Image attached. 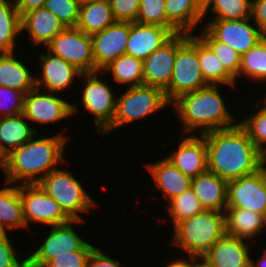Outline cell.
<instances>
[{"label": "cell", "mask_w": 266, "mask_h": 267, "mask_svg": "<svg viewBox=\"0 0 266 267\" xmlns=\"http://www.w3.org/2000/svg\"><path fill=\"white\" fill-rule=\"evenodd\" d=\"M202 136L207 144L208 171L227 182L253 174L263 167L262 153L239 123Z\"/></svg>", "instance_id": "6da1fadb"}, {"label": "cell", "mask_w": 266, "mask_h": 267, "mask_svg": "<svg viewBox=\"0 0 266 267\" xmlns=\"http://www.w3.org/2000/svg\"><path fill=\"white\" fill-rule=\"evenodd\" d=\"M38 134L1 160L0 170L5 174L4 182L36 184L66 162L64 148L70 137L61 132L43 138H38Z\"/></svg>", "instance_id": "7a4b0ae2"}, {"label": "cell", "mask_w": 266, "mask_h": 267, "mask_svg": "<svg viewBox=\"0 0 266 267\" xmlns=\"http://www.w3.org/2000/svg\"><path fill=\"white\" fill-rule=\"evenodd\" d=\"M219 88L218 85L210 84L183 94L171 103L181 120L180 128L182 127L181 131L183 130L181 135L199 134L200 136L211 131L230 128L239 123L226 107V101Z\"/></svg>", "instance_id": "3957f363"}, {"label": "cell", "mask_w": 266, "mask_h": 267, "mask_svg": "<svg viewBox=\"0 0 266 267\" xmlns=\"http://www.w3.org/2000/svg\"><path fill=\"white\" fill-rule=\"evenodd\" d=\"M173 229L172 244L183 249L186 256L202 257L226 233L225 214L205 209Z\"/></svg>", "instance_id": "277c9868"}, {"label": "cell", "mask_w": 266, "mask_h": 267, "mask_svg": "<svg viewBox=\"0 0 266 267\" xmlns=\"http://www.w3.org/2000/svg\"><path fill=\"white\" fill-rule=\"evenodd\" d=\"M176 33V56L169 85L164 89L171 104L179 96L210 85L203 76L197 54V35Z\"/></svg>", "instance_id": "5b68a950"}, {"label": "cell", "mask_w": 266, "mask_h": 267, "mask_svg": "<svg viewBox=\"0 0 266 267\" xmlns=\"http://www.w3.org/2000/svg\"><path fill=\"white\" fill-rule=\"evenodd\" d=\"M123 94L117 95L116 112L112 123L101 133L105 136L111 131L128 126L137 120L166 109L171 104L167 101L164 90L149 85L129 86ZM166 107V108H165Z\"/></svg>", "instance_id": "8992f818"}, {"label": "cell", "mask_w": 266, "mask_h": 267, "mask_svg": "<svg viewBox=\"0 0 266 267\" xmlns=\"http://www.w3.org/2000/svg\"><path fill=\"white\" fill-rule=\"evenodd\" d=\"M38 184L60 205L71 220H84L81 217L83 212L88 214L98 207L71 170H52Z\"/></svg>", "instance_id": "52a82bcc"}, {"label": "cell", "mask_w": 266, "mask_h": 267, "mask_svg": "<svg viewBox=\"0 0 266 267\" xmlns=\"http://www.w3.org/2000/svg\"><path fill=\"white\" fill-rule=\"evenodd\" d=\"M102 71L81 73L85 86L82 89L81 104L93 117L96 131L102 133L113 121L116 112V96L107 81L101 79Z\"/></svg>", "instance_id": "ba28073f"}, {"label": "cell", "mask_w": 266, "mask_h": 267, "mask_svg": "<svg viewBox=\"0 0 266 267\" xmlns=\"http://www.w3.org/2000/svg\"><path fill=\"white\" fill-rule=\"evenodd\" d=\"M45 48L81 73L96 72L91 35L76 27H66Z\"/></svg>", "instance_id": "9c48e42d"}, {"label": "cell", "mask_w": 266, "mask_h": 267, "mask_svg": "<svg viewBox=\"0 0 266 267\" xmlns=\"http://www.w3.org/2000/svg\"><path fill=\"white\" fill-rule=\"evenodd\" d=\"M84 220H70L67 223L50 226L49 233L42 241L41 245L26 256L27 267H43L56 255L69 254L81 249L87 242L75 232L73 225H79Z\"/></svg>", "instance_id": "30bf717a"}, {"label": "cell", "mask_w": 266, "mask_h": 267, "mask_svg": "<svg viewBox=\"0 0 266 267\" xmlns=\"http://www.w3.org/2000/svg\"><path fill=\"white\" fill-rule=\"evenodd\" d=\"M19 191L26 227L29 228L32 222L50 227L71 220L38 183L19 184Z\"/></svg>", "instance_id": "8fae6325"}, {"label": "cell", "mask_w": 266, "mask_h": 267, "mask_svg": "<svg viewBox=\"0 0 266 267\" xmlns=\"http://www.w3.org/2000/svg\"><path fill=\"white\" fill-rule=\"evenodd\" d=\"M58 95L59 93L55 94L37 87L29 91L24 97L23 114L25 118L30 123L46 125L70 118L79 112L80 106L78 108L73 102L66 101Z\"/></svg>", "instance_id": "7c38bea8"}, {"label": "cell", "mask_w": 266, "mask_h": 267, "mask_svg": "<svg viewBox=\"0 0 266 267\" xmlns=\"http://www.w3.org/2000/svg\"><path fill=\"white\" fill-rule=\"evenodd\" d=\"M251 21L210 19L207 24L201 26L217 41L232 47L242 56L266 37V34Z\"/></svg>", "instance_id": "4fadbf2b"}, {"label": "cell", "mask_w": 266, "mask_h": 267, "mask_svg": "<svg viewBox=\"0 0 266 267\" xmlns=\"http://www.w3.org/2000/svg\"><path fill=\"white\" fill-rule=\"evenodd\" d=\"M227 207L247 209L266 217V171L228 181Z\"/></svg>", "instance_id": "5bb4252c"}, {"label": "cell", "mask_w": 266, "mask_h": 267, "mask_svg": "<svg viewBox=\"0 0 266 267\" xmlns=\"http://www.w3.org/2000/svg\"><path fill=\"white\" fill-rule=\"evenodd\" d=\"M130 22L115 21L101 32L91 35L96 72L125 54Z\"/></svg>", "instance_id": "9a60e30c"}, {"label": "cell", "mask_w": 266, "mask_h": 267, "mask_svg": "<svg viewBox=\"0 0 266 267\" xmlns=\"http://www.w3.org/2000/svg\"><path fill=\"white\" fill-rule=\"evenodd\" d=\"M40 68L42 73L35 75L36 87L53 93H60L68 88L72 89V83L81 72L64 59L53 55L48 50L40 53Z\"/></svg>", "instance_id": "2e32d148"}, {"label": "cell", "mask_w": 266, "mask_h": 267, "mask_svg": "<svg viewBox=\"0 0 266 267\" xmlns=\"http://www.w3.org/2000/svg\"><path fill=\"white\" fill-rule=\"evenodd\" d=\"M177 147L165 158L186 176L192 179L208 171L207 144L202 135H186Z\"/></svg>", "instance_id": "e0dca14e"}, {"label": "cell", "mask_w": 266, "mask_h": 267, "mask_svg": "<svg viewBox=\"0 0 266 267\" xmlns=\"http://www.w3.org/2000/svg\"><path fill=\"white\" fill-rule=\"evenodd\" d=\"M253 245L225 233L202 258L213 267H250V248Z\"/></svg>", "instance_id": "ac0fdd59"}, {"label": "cell", "mask_w": 266, "mask_h": 267, "mask_svg": "<svg viewBox=\"0 0 266 267\" xmlns=\"http://www.w3.org/2000/svg\"><path fill=\"white\" fill-rule=\"evenodd\" d=\"M173 35L167 27L132 22L125 54L144 61Z\"/></svg>", "instance_id": "d6986e66"}, {"label": "cell", "mask_w": 266, "mask_h": 267, "mask_svg": "<svg viewBox=\"0 0 266 267\" xmlns=\"http://www.w3.org/2000/svg\"><path fill=\"white\" fill-rule=\"evenodd\" d=\"M176 56V34L143 61V84L165 89L172 76Z\"/></svg>", "instance_id": "ffe728a7"}, {"label": "cell", "mask_w": 266, "mask_h": 267, "mask_svg": "<svg viewBox=\"0 0 266 267\" xmlns=\"http://www.w3.org/2000/svg\"><path fill=\"white\" fill-rule=\"evenodd\" d=\"M66 26L50 10L42 7L21 17V32L27 31L33 44L45 48Z\"/></svg>", "instance_id": "44dd1931"}, {"label": "cell", "mask_w": 266, "mask_h": 267, "mask_svg": "<svg viewBox=\"0 0 266 267\" xmlns=\"http://www.w3.org/2000/svg\"><path fill=\"white\" fill-rule=\"evenodd\" d=\"M144 167L151 174L156 188L161 190L163 198L167 199V202L189 190L192 186V179L166 158L145 164Z\"/></svg>", "instance_id": "7402d4cb"}, {"label": "cell", "mask_w": 266, "mask_h": 267, "mask_svg": "<svg viewBox=\"0 0 266 267\" xmlns=\"http://www.w3.org/2000/svg\"><path fill=\"white\" fill-rule=\"evenodd\" d=\"M165 10L167 28L173 34H192L204 21L203 3L200 0H165Z\"/></svg>", "instance_id": "603a6c76"}, {"label": "cell", "mask_w": 266, "mask_h": 267, "mask_svg": "<svg viewBox=\"0 0 266 267\" xmlns=\"http://www.w3.org/2000/svg\"><path fill=\"white\" fill-rule=\"evenodd\" d=\"M191 188L204 209L225 212L228 192L226 180L215 173L206 171L192 178Z\"/></svg>", "instance_id": "cb8c5ba5"}, {"label": "cell", "mask_w": 266, "mask_h": 267, "mask_svg": "<svg viewBox=\"0 0 266 267\" xmlns=\"http://www.w3.org/2000/svg\"><path fill=\"white\" fill-rule=\"evenodd\" d=\"M225 232L245 241L252 239L266 230V217L260 213L240 208L225 209ZM263 229V230H262Z\"/></svg>", "instance_id": "d4e9b609"}, {"label": "cell", "mask_w": 266, "mask_h": 267, "mask_svg": "<svg viewBox=\"0 0 266 267\" xmlns=\"http://www.w3.org/2000/svg\"><path fill=\"white\" fill-rule=\"evenodd\" d=\"M25 115L2 117L0 119V161L11 151L31 140L38 132Z\"/></svg>", "instance_id": "484cf974"}, {"label": "cell", "mask_w": 266, "mask_h": 267, "mask_svg": "<svg viewBox=\"0 0 266 267\" xmlns=\"http://www.w3.org/2000/svg\"><path fill=\"white\" fill-rule=\"evenodd\" d=\"M15 52L0 53V86L19 90L24 94L36 87L35 74Z\"/></svg>", "instance_id": "4316f807"}, {"label": "cell", "mask_w": 266, "mask_h": 267, "mask_svg": "<svg viewBox=\"0 0 266 267\" xmlns=\"http://www.w3.org/2000/svg\"><path fill=\"white\" fill-rule=\"evenodd\" d=\"M115 21L109 0H91L81 2L76 28L88 35H93L106 29Z\"/></svg>", "instance_id": "83f0119b"}, {"label": "cell", "mask_w": 266, "mask_h": 267, "mask_svg": "<svg viewBox=\"0 0 266 267\" xmlns=\"http://www.w3.org/2000/svg\"><path fill=\"white\" fill-rule=\"evenodd\" d=\"M4 184L6 186L0 188V228L4 233L15 228L28 229L23 218L19 185Z\"/></svg>", "instance_id": "f1b7e54d"}, {"label": "cell", "mask_w": 266, "mask_h": 267, "mask_svg": "<svg viewBox=\"0 0 266 267\" xmlns=\"http://www.w3.org/2000/svg\"><path fill=\"white\" fill-rule=\"evenodd\" d=\"M197 54L204 79L211 85L236 88V79L225 69L211 48L197 35ZM224 84V85H223Z\"/></svg>", "instance_id": "f546056e"}, {"label": "cell", "mask_w": 266, "mask_h": 267, "mask_svg": "<svg viewBox=\"0 0 266 267\" xmlns=\"http://www.w3.org/2000/svg\"><path fill=\"white\" fill-rule=\"evenodd\" d=\"M20 34L21 17L14 2L0 0V53L15 52L16 40Z\"/></svg>", "instance_id": "4dcf8cb0"}, {"label": "cell", "mask_w": 266, "mask_h": 267, "mask_svg": "<svg viewBox=\"0 0 266 267\" xmlns=\"http://www.w3.org/2000/svg\"><path fill=\"white\" fill-rule=\"evenodd\" d=\"M109 73L120 86L143 85V61L130 55H121L102 70L104 76Z\"/></svg>", "instance_id": "1f68e13d"}, {"label": "cell", "mask_w": 266, "mask_h": 267, "mask_svg": "<svg viewBox=\"0 0 266 267\" xmlns=\"http://www.w3.org/2000/svg\"><path fill=\"white\" fill-rule=\"evenodd\" d=\"M252 0H207L203 4V19L245 20L251 19ZM208 14V16H206Z\"/></svg>", "instance_id": "d6a6232c"}, {"label": "cell", "mask_w": 266, "mask_h": 267, "mask_svg": "<svg viewBox=\"0 0 266 267\" xmlns=\"http://www.w3.org/2000/svg\"><path fill=\"white\" fill-rule=\"evenodd\" d=\"M244 76L254 83L256 81L257 84L266 83V37L241 56L236 82L238 83L239 77Z\"/></svg>", "instance_id": "836d02e7"}, {"label": "cell", "mask_w": 266, "mask_h": 267, "mask_svg": "<svg viewBox=\"0 0 266 267\" xmlns=\"http://www.w3.org/2000/svg\"><path fill=\"white\" fill-rule=\"evenodd\" d=\"M166 205L173 228L181 221L203 212L205 209L196 197L192 188L170 200Z\"/></svg>", "instance_id": "e575fe53"}, {"label": "cell", "mask_w": 266, "mask_h": 267, "mask_svg": "<svg viewBox=\"0 0 266 267\" xmlns=\"http://www.w3.org/2000/svg\"><path fill=\"white\" fill-rule=\"evenodd\" d=\"M198 36L211 48L215 56L223 63L225 69L236 79L241 65V55L232 47L217 41L203 26Z\"/></svg>", "instance_id": "d590c367"}, {"label": "cell", "mask_w": 266, "mask_h": 267, "mask_svg": "<svg viewBox=\"0 0 266 267\" xmlns=\"http://www.w3.org/2000/svg\"><path fill=\"white\" fill-rule=\"evenodd\" d=\"M256 103L258 106L257 111L251 112L252 114L249 117L246 116L244 120L239 121V124L246 130L249 138L263 154L266 151V105L260 100H257Z\"/></svg>", "instance_id": "8d00e7d4"}, {"label": "cell", "mask_w": 266, "mask_h": 267, "mask_svg": "<svg viewBox=\"0 0 266 267\" xmlns=\"http://www.w3.org/2000/svg\"><path fill=\"white\" fill-rule=\"evenodd\" d=\"M81 0H46L44 8L55 14L66 27H76Z\"/></svg>", "instance_id": "74e56055"}, {"label": "cell", "mask_w": 266, "mask_h": 267, "mask_svg": "<svg viewBox=\"0 0 266 267\" xmlns=\"http://www.w3.org/2000/svg\"><path fill=\"white\" fill-rule=\"evenodd\" d=\"M136 23L167 27L165 0H140Z\"/></svg>", "instance_id": "f35d334b"}, {"label": "cell", "mask_w": 266, "mask_h": 267, "mask_svg": "<svg viewBox=\"0 0 266 267\" xmlns=\"http://www.w3.org/2000/svg\"><path fill=\"white\" fill-rule=\"evenodd\" d=\"M94 245L86 243L81 249L69 252V254L56 255L49 260L43 267H88L89 258Z\"/></svg>", "instance_id": "ab89813d"}, {"label": "cell", "mask_w": 266, "mask_h": 267, "mask_svg": "<svg viewBox=\"0 0 266 267\" xmlns=\"http://www.w3.org/2000/svg\"><path fill=\"white\" fill-rule=\"evenodd\" d=\"M25 94L19 90L0 86V112L3 117L23 113Z\"/></svg>", "instance_id": "60d3db41"}, {"label": "cell", "mask_w": 266, "mask_h": 267, "mask_svg": "<svg viewBox=\"0 0 266 267\" xmlns=\"http://www.w3.org/2000/svg\"><path fill=\"white\" fill-rule=\"evenodd\" d=\"M116 21L136 22L140 0H109Z\"/></svg>", "instance_id": "b9f144b4"}, {"label": "cell", "mask_w": 266, "mask_h": 267, "mask_svg": "<svg viewBox=\"0 0 266 267\" xmlns=\"http://www.w3.org/2000/svg\"><path fill=\"white\" fill-rule=\"evenodd\" d=\"M8 233L0 236V267H27V258L24 256L18 259V252L8 237Z\"/></svg>", "instance_id": "7bdbcfd3"}, {"label": "cell", "mask_w": 266, "mask_h": 267, "mask_svg": "<svg viewBox=\"0 0 266 267\" xmlns=\"http://www.w3.org/2000/svg\"><path fill=\"white\" fill-rule=\"evenodd\" d=\"M88 267H124L120 261L103 253L100 248L95 247L89 258Z\"/></svg>", "instance_id": "ee69618b"}, {"label": "cell", "mask_w": 266, "mask_h": 267, "mask_svg": "<svg viewBox=\"0 0 266 267\" xmlns=\"http://www.w3.org/2000/svg\"><path fill=\"white\" fill-rule=\"evenodd\" d=\"M251 20L266 34V0H252Z\"/></svg>", "instance_id": "f6af8a7d"}, {"label": "cell", "mask_w": 266, "mask_h": 267, "mask_svg": "<svg viewBox=\"0 0 266 267\" xmlns=\"http://www.w3.org/2000/svg\"><path fill=\"white\" fill-rule=\"evenodd\" d=\"M46 0H13L20 17L25 13L42 8Z\"/></svg>", "instance_id": "bcb514c9"}, {"label": "cell", "mask_w": 266, "mask_h": 267, "mask_svg": "<svg viewBox=\"0 0 266 267\" xmlns=\"http://www.w3.org/2000/svg\"><path fill=\"white\" fill-rule=\"evenodd\" d=\"M185 258L175 259V261L173 260L170 263H167L165 267H193L195 262V256L189 255V258Z\"/></svg>", "instance_id": "7dc6e473"}, {"label": "cell", "mask_w": 266, "mask_h": 267, "mask_svg": "<svg viewBox=\"0 0 266 267\" xmlns=\"http://www.w3.org/2000/svg\"><path fill=\"white\" fill-rule=\"evenodd\" d=\"M262 256H260V259L258 262L254 261L252 256H250V267H266V249L264 248Z\"/></svg>", "instance_id": "c3c4849f"}, {"label": "cell", "mask_w": 266, "mask_h": 267, "mask_svg": "<svg viewBox=\"0 0 266 267\" xmlns=\"http://www.w3.org/2000/svg\"><path fill=\"white\" fill-rule=\"evenodd\" d=\"M200 260V261H199ZM193 267H213L210 265L206 260H204L202 257H196L195 256V262Z\"/></svg>", "instance_id": "681fc988"}, {"label": "cell", "mask_w": 266, "mask_h": 267, "mask_svg": "<svg viewBox=\"0 0 266 267\" xmlns=\"http://www.w3.org/2000/svg\"><path fill=\"white\" fill-rule=\"evenodd\" d=\"M263 168L266 171V151L262 154Z\"/></svg>", "instance_id": "f907efd6"}, {"label": "cell", "mask_w": 266, "mask_h": 267, "mask_svg": "<svg viewBox=\"0 0 266 267\" xmlns=\"http://www.w3.org/2000/svg\"><path fill=\"white\" fill-rule=\"evenodd\" d=\"M264 99H262V98H260L261 100V102L263 103V104H265L266 105V94L264 95V97H263Z\"/></svg>", "instance_id": "816d5d0a"}, {"label": "cell", "mask_w": 266, "mask_h": 267, "mask_svg": "<svg viewBox=\"0 0 266 267\" xmlns=\"http://www.w3.org/2000/svg\"><path fill=\"white\" fill-rule=\"evenodd\" d=\"M3 234H4V232H3V230L0 228V236L3 235Z\"/></svg>", "instance_id": "f5cc1de1"}]
</instances>
